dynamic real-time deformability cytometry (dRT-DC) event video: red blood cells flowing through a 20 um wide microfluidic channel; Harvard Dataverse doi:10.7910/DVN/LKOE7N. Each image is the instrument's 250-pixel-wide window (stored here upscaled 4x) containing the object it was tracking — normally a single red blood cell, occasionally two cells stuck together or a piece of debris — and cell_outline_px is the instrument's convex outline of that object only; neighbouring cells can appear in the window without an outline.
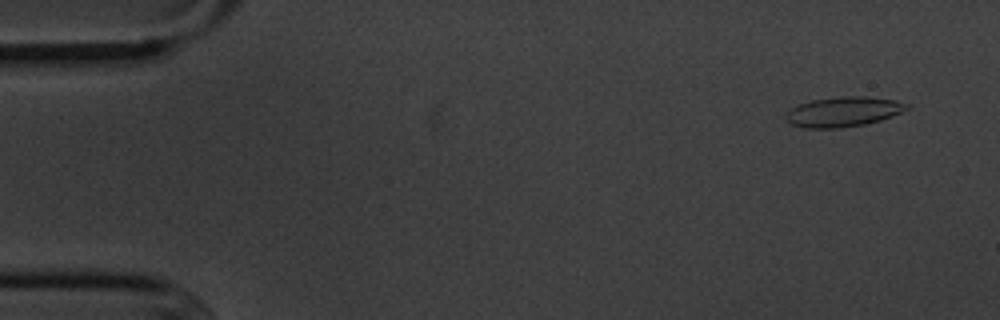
{"species": "common noctule bat (a hibernating species)", "species_latin": "Nyctalus noctula", "temperature_condition": "cold", "stored_images_in_passage": 52, "camera_frame_rate_fps": 3000, "um_per_image_px": 0.085, "animal": {"sex": "male", "body_mass_g": 20.1, "forearm_length_mm": 53.5}, "frame": {"image": 1, "passage_image": 1, "time_ms": 0.0, "image_size_px": [1000, 320], "cell_outline_px": [[912, 108], [892, 116], [880, 120], [864, 124], [840, 128], [804, 128], [792, 124], [784, 116], [792, 108], [800, 104], [812, 100], [840, 96], [868, 96], [896, 100], [912, 104]], "centroid_in_image_um": [71.76, 9.49], "position_along_channel_um": 13.2, "area_um2": 21.21}}
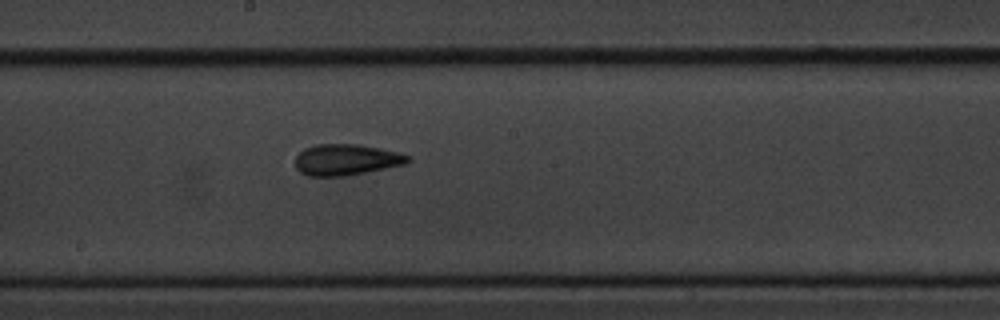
{"frame": {"image": 2, "passage_image": 27, "time_ms": 8.667, "image_size_px": [1000, 320], "cell_outline_px": [[412, 160], [404, 164], [344, 176], [308, 176], [300, 172], [296, 168], [296, 156], [304, 148], [316, 144], [360, 144], [400, 152], [408, 156]], "centroid_in_image_um": [29.41, 13.56], "position_along_channel_um": 218.8, "area_um2": 20.35}}
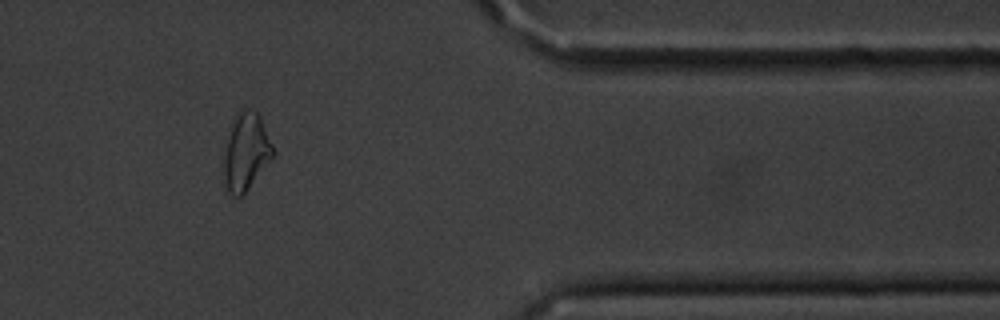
{"frame": {"image": 3, "passage_image": 43, "time_ms": 14.0, "image_size_px": [1000, 320], "cell_outline_px": [[276, 152], [244, 196], [232, 196], [228, 192], [224, 184], [224, 156], [228, 136], [232, 120], [236, 112], [244, 108], [252, 108], [260, 116]], "centroid_in_image_um": [20.91, 12.91], "position_along_channel_um": 390.5, "area_um2": 22.43}, "authors_computed_cell_mechanics": {"area_um2": 20.3456, "velocity_mm_per_s": 3.6258, "shape_relaxation_time_tau1_ms": 3.8904, "shape_relaxation_time_tau2_ms": 2.4532, "deformation_change_tau1": 0.1257, "deformation_change_tau2": 0.1129}}